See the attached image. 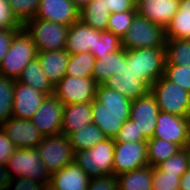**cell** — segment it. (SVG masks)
Here are the masks:
<instances>
[{
    "instance_id": "obj_1",
    "label": "cell",
    "mask_w": 190,
    "mask_h": 190,
    "mask_svg": "<svg viewBox=\"0 0 190 190\" xmlns=\"http://www.w3.org/2000/svg\"><path fill=\"white\" fill-rule=\"evenodd\" d=\"M131 100L103 84L97 86L92 101L93 123L106 138L114 139L124 123L130 119Z\"/></svg>"
},
{
    "instance_id": "obj_2",
    "label": "cell",
    "mask_w": 190,
    "mask_h": 190,
    "mask_svg": "<svg viewBox=\"0 0 190 190\" xmlns=\"http://www.w3.org/2000/svg\"><path fill=\"white\" fill-rule=\"evenodd\" d=\"M126 62L123 72L139 75L150 87L164 75L165 48L126 50Z\"/></svg>"
},
{
    "instance_id": "obj_3",
    "label": "cell",
    "mask_w": 190,
    "mask_h": 190,
    "mask_svg": "<svg viewBox=\"0 0 190 190\" xmlns=\"http://www.w3.org/2000/svg\"><path fill=\"white\" fill-rule=\"evenodd\" d=\"M37 54L31 35L22 27L15 33L10 48L0 63V74L17 81L27 64L37 57Z\"/></svg>"
},
{
    "instance_id": "obj_4",
    "label": "cell",
    "mask_w": 190,
    "mask_h": 190,
    "mask_svg": "<svg viewBox=\"0 0 190 190\" xmlns=\"http://www.w3.org/2000/svg\"><path fill=\"white\" fill-rule=\"evenodd\" d=\"M121 44L125 50L165 48V28L137 14Z\"/></svg>"
},
{
    "instance_id": "obj_5",
    "label": "cell",
    "mask_w": 190,
    "mask_h": 190,
    "mask_svg": "<svg viewBox=\"0 0 190 190\" xmlns=\"http://www.w3.org/2000/svg\"><path fill=\"white\" fill-rule=\"evenodd\" d=\"M114 139L106 138L93 148L75 152L74 161L92 177L113 174Z\"/></svg>"
},
{
    "instance_id": "obj_6",
    "label": "cell",
    "mask_w": 190,
    "mask_h": 190,
    "mask_svg": "<svg viewBox=\"0 0 190 190\" xmlns=\"http://www.w3.org/2000/svg\"><path fill=\"white\" fill-rule=\"evenodd\" d=\"M157 105L162 112L189 117L190 93L164 76L159 77L150 87Z\"/></svg>"
},
{
    "instance_id": "obj_7",
    "label": "cell",
    "mask_w": 190,
    "mask_h": 190,
    "mask_svg": "<svg viewBox=\"0 0 190 190\" xmlns=\"http://www.w3.org/2000/svg\"><path fill=\"white\" fill-rule=\"evenodd\" d=\"M6 166L12 178L27 177L43 185L51 182V174L42 163L37 148H16Z\"/></svg>"
},
{
    "instance_id": "obj_8",
    "label": "cell",
    "mask_w": 190,
    "mask_h": 190,
    "mask_svg": "<svg viewBox=\"0 0 190 190\" xmlns=\"http://www.w3.org/2000/svg\"><path fill=\"white\" fill-rule=\"evenodd\" d=\"M23 27L31 35L38 52L65 49L69 26L32 19Z\"/></svg>"
},
{
    "instance_id": "obj_9",
    "label": "cell",
    "mask_w": 190,
    "mask_h": 190,
    "mask_svg": "<svg viewBox=\"0 0 190 190\" xmlns=\"http://www.w3.org/2000/svg\"><path fill=\"white\" fill-rule=\"evenodd\" d=\"M36 148L42 158V163L51 175L74 161L75 152L70 139L62 133L44 136Z\"/></svg>"
},
{
    "instance_id": "obj_10",
    "label": "cell",
    "mask_w": 190,
    "mask_h": 190,
    "mask_svg": "<svg viewBox=\"0 0 190 190\" xmlns=\"http://www.w3.org/2000/svg\"><path fill=\"white\" fill-rule=\"evenodd\" d=\"M97 86L92 77L64 76L54 86L53 94L63 105L92 102Z\"/></svg>"
},
{
    "instance_id": "obj_11",
    "label": "cell",
    "mask_w": 190,
    "mask_h": 190,
    "mask_svg": "<svg viewBox=\"0 0 190 190\" xmlns=\"http://www.w3.org/2000/svg\"><path fill=\"white\" fill-rule=\"evenodd\" d=\"M153 138L173 142L182 149L190 147L188 117L172 115L160 111L157 117Z\"/></svg>"
},
{
    "instance_id": "obj_12",
    "label": "cell",
    "mask_w": 190,
    "mask_h": 190,
    "mask_svg": "<svg viewBox=\"0 0 190 190\" xmlns=\"http://www.w3.org/2000/svg\"><path fill=\"white\" fill-rule=\"evenodd\" d=\"M148 165L146 141L115 143L113 174H121Z\"/></svg>"
},
{
    "instance_id": "obj_13",
    "label": "cell",
    "mask_w": 190,
    "mask_h": 190,
    "mask_svg": "<svg viewBox=\"0 0 190 190\" xmlns=\"http://www.w3.org/2000/svg\"><path fill=\"white\" fill-rule=\"evenodd\" d=\"M159 112L156 98L151 91L131 102L130 119L146 140L153 138Z\"/></svg>"
},
{
    "instance_id": "obj_14",
    "label": "cell",
    "mask_w": 190,
    "mask_h": 190,
    "mask_svg": "<svg viewBox=\"0 0 190 190\" xmlns=\"http://www.w3.org/2000/svg\"><path fill=\"white\" fill-rule=\"evenodd\" d=\"M63 112L64 105L51 94L45 98L30 120L43 136L57 135L61 133Z\"/></svg>"
},
{
    "instance_id": "obj_15",
    "label": "cell",
    "mask_w": 190,
    "mask_h": 190,
    "mask_svg": "<svg viewBox=\"0 0 190 190\" xmlns=\"http://www.w3.org/2000/svg\"><path fill=\"white\" fill-rule=\"evenodd\" d=\"M0 127L16 148H36L44 138L37 127L28 119L11 116Z\"/></svg>"
},
{
    "instance_id": "obj_16",
    "label": "cell",
    "mask_w": 190,
    "mask_h": 190,
    "mask_svg": "<svg viewBox=\"0 0 190 190\" xmlns=\"http://www.w3.org/2000/svg\"><path fill=\"white\" fill-rule=\"evenodd\" d=\"M33 19L48 20L70 26L80 19V9L72 0H40Z\"/></svg>"
},
{
    "instance_id": "obj_17",
    "label": "cell",
    "mask_w": 190,
    "mask_h": 190,
    "mask_svg": "<svg viewBox=\"0 0 190 190\" xmlns=\"http://www.w3.org/2000/svg\"><path fill=\"white\" fill-rule=\"evenodd\" d=\"M98 39H100V31L95 30L79 19L69 26L65 50L69 54L83 52L94 54Z\"/></svg>"
},
{
    "instance_id": "obj_18",
    "label": "cell",
    "mask_w": 190,
    "mask_h": 190,
    "mask_svg": "<svg viewBox=\"0 0 190 190\" xmlns=\"http://www.w3.org/2000/svg\"><path fill=\"white\" fill-rule=\"evenodd\" d=\"M47 95L32 86L15 81L12 116L30 120Z\"/></svg>"
},
{
    "instance_id": "obj_19",
    "label": "cell",
    "mask_w": 190,
    "mask_h": 190,
    "mask_svg": "<svg viewBox=\"0 0 190 190\" xmlns=\"http://www.w3.org/2000/svg\"><path fill=\"white\" fill-rule=\"evenodd\" d=\"M180 0H137V14L152 23L166 27L178 11Z\"/></svg>"
},
{
    "instance_id": "obj_20",
    "label": "cell",
    "mask_w": 190,
    "mask_h": 190,
    "mask_svg": "<svg viewBox=\"0 0 190 190\" xmlns=\"http://www.w3.org/2000/svg\"><path fill=\"white\" fill-rule=\"evenodd\" d=\"M103 85L117 91L131 101L146 95L150 91V86L133 72L114 74Z\"/></svg>"
},
{
    "instance_id": "obj_21",
    "label": "cell",
    "mask_w": 190,
    "mask_h": 190,
    "mask_svg": "<svg viewBox=\"0 0 190 190\" xmlns=\"http://www.w3.org/2000/svg\"><path fill=\"white\" fill-rule=\"evenodd\" d=\"M89 180L86 172L73 161L52 174L50 184L55 190H88Z\"/></svg>"
},
{
    "instance_id": "obj_22",
    "label": "cell",
    "mask_w": 190,
    "mask_h": 190,
    "mask_svg": "<svg viewBox=\"0 0 190 190\" xmlns=\"http://www.w3.org/2000/svg\"><path fill=\"white\" fill-rule=\"evenodd\" d=\"M92 123V102L64 105L61 133L65 136Z\"/></svg>"
},
{
    "instance_id": "obj_23",
    "label": "cell",
    "mask_w": 190,
    "mask_h": 190,
    "mask_svg": "<svg viewBox=\"0 0 190 190\" xmlns=\"http://www.w3.org/2000/svg\"><path fill=\"white\" fill-rule=\"evenodd\" d=\"M37 57L43 72L55 86L65 76L70 54L65 49H60L38 52Z\"/></svg>"
},
{
    "instance_id": "obj_24",
    "label": "cell",
    "mask_w": 190,
    "mask_h": 190,
    "mask_svg": "<svg viewBox=\"0 0 190 190\" xmlns=\"http://www.w3.org/2000/svg\"><path fill=\"white\" fill-rule=\"evenodd\" d=\"M126 62V50H120L101 56L95 60L92 78L100 85L114 74L122 73Z\"/></svg>"
},
{
    "instance_id": "obj_25",
    "label": "cell",
    "mask_w": 190,
    "mask_h": 190,
    "mask_svg": "<svg viewBox=\"0 0 190 190\" xmlns=\"http://www.w3.org/2000/svg\"><path fill=\"white\" fill-rule=\"evenodd\" d=\"M166 39L190 40V0H180L178 11L165 27Z\"/></svg>"
},
{
    "instance_id": "obj_26",
    "label": "cell",
    "mask_w": 190,
    "mask_h": 190,
    "mask_svg": "<svg viewBox=\"0 0 190 190\" xmlns=\"http://www.w3.org/2000/svg\"><path fill=\"white\" fill-rule=\"evenodd\" d=\"M110 10L105 0H90L80 9V19L97 31H107L110 18Z\"/></svg>"
},
{
    "instance_id": "obj_27",
    "label": "cell",
    "mask_w": 190,
    "mask_h": 190,
    "mask_svg": "<svg viewBox=\"0 0 190 190\" xmlns=\"http://www.w3.org/2000/svg\"><path fill=\"white\" fill-rule=\"evenodd\" d=\"M17 82L32 86L35 90L43 92L47 96L54 92V86L43 72L38 57H35L27 64L20 77L17 79Z\"/></svg>"
},
{
    "instance_id": "obj_28",
    "label": "cell",
    "mask_w": 190,
    "mask_h": 190,
    "mask_svg": "<svg viewBox=\"0 0 190 190\" xmlns=\"http://www.w3.org/2000/svg\"><path fill=\"white\" fill-rule=\"evenodd\" d=\"M119 190H153V167L145 166L117 176Z\"/></svg>"
},
{
    "instance_id": "obj_29",
    "label": "cell",
    "mask_w": 190,
    "mask_h": 190,
    "mask_svg": "<svg viewBox=\"0 0 190 190\" xmlns=\"http://www.w3.org/2000/svg\"><path fill=\"white\" fill-rule=\"evenodd\" d=\"M147 144V162L149 166L156 167L158 164L166 161L169 157L177 154L182 148L166 140L152 138L146 141Z\"/></svg>"
},
{
    "instance_id": "obj_30",
    "label": "cell",
    "mask_w": 190,
    "mask_h": 190,
    "mask_svg": "<svg viewBox=\"0 0 190 190\" xmlns=\"http://www.w3.org/2000/svg\"><path fill=\"white\" fill-rule=\"evenodd\" d=\"M74 152L91 149L100 141L106 139L104 133L94 124L81 128L69 136Z\"/></svg>"
},
{
    "instance_id": "obj_31",
    "label": "cell",
    "mask_w": 190,
    "mask_h": 190,
    "mask_svg": "<svg viewBox=\"0 0 190 190\" xmlns=\"http://www.w3.org/2000/svg\"><path fill=\"white\" fill-rule=\"evenodd\" d=\"M95 60L91 52L70 54L65 76L92 77Z\"/></svg>"
},
{
    "instance_id": "obj_32",
    "label": "cell",
    "mask_w": 190,
    "mask_h": 190,
    "mask_svg": "<svg viewBox=\"0 0 190 190\" xmlns=\"http://www.w3.org/2000/svg\"><path fill=\"white\" fill-rule=\"evenodd\" d=\"M166 63L190 66V40L166 39Z\"/></svg>"
},
{
    "instance_id": "obj_33",
    "label": "cell",
    "mask_w": 190,
    "mask_h": 190,
    "mask_svg": "<svg viewBox=\"0 0 190 190\" xmlns=\"http://www.w3.org/2000/svg\"><path fill=\"white\" fill-rule=\"evenodd\" d=\"M15 80L0 74V126L12 116Z\"/></svg>"
},
{
    "instance_id": "obj_34",
    "label": "cell",
    "mask_w": 190,
    "mask_h": 190,
    "mask_svg": "<svg viewBox=\"0 0 190 190\" xmlns=\"http://www.w3.org/2000/svg\"><path fill=\"white\" fill-rule=\"evenodd\" d=\"M189 158L190 147L180 150L177 154L158 164L156 168L167 174L177 175L181 178L188 170Z\"/></svg>"
},
{
    "instance_id": "obj_35",
    "label": "cell",
    "mask_w": 190,
    "mask_h": 190,
    "mask_svg": "<svg viewBox=\"0 0 190 190\" xmlns=\"http://www.w3.org/2000/svg\"><path fill=\"white\" fill-rule=\"evenodd\" d=\"M11 12L17 21L24 26L32 20L38 10L40 0H8Z\"/></svg>"
},
{
    "instance_id": "obj_36",
    "label": "cell",
    "mask_w": 190,
    "mask_h": 190,
    "mask_svg": "<svg viewBox=\"0 0 190 190\" xmlns=\"http://www.w3.org/2000/svg\"><path fill=\"white\" fill-rule=\"evenodd\" d=\"M136 15L137 11L116 12L110 14L108 31L122 39L133 23Z\"/></svg>"
},
{
    "instance_id": "obj_37",
    "label": "cell",
    "mask_w": 190,
    "mask_h": 190,
    "mask_svg": "<svg viewBox=\"0 0 190 190\" xmlns=\"http://www.w3.org/2000/svg\"><path fill=\"white\" fill-rule=\"evenodd\" d=\"M163 76L190 93V66L165 64Z\"/></svg>"
},
{
    "instance_id": "obj_38",
    "label": "cell",
    "mask_w": 190,
    "mask_h": 190,
    "mask_svg": "<svg viewBox=\"0 0 190 190\" xmlns=\"http://www.w3.org/2000/svg\"><path fill=\"white\" fill-rule=\"evenodd\" d=\"M122 48L121 39L110 31L100 32V39L96 45L95 53L93 54L96 59L101 56L118 51Z\"/></svg>"
},
{
    "instance_id": "obj_39",
    "label": "cell",
    "mask_w": 190,
    "mask_h": 190,
    "mask_svg": "<svg viewBox=\"0 0 190 190\" xmlns=\"http://www.w3.org/2000/svg\"><path fill=\"white\" fill-rule=\"evenodd\" d=\"M180 180L177 175L167 174L153 167V190H179Z\"/></svg>"
},
{
    "instance_id": "obj_40",
    "label": "cell",
    "mask_w": 190,
    "mask_h": 190,
    "mask_svg": "<svg viewBox=\"0 0 190 190\" xmlns=\"http://www.w3.org/2000/svg\"><path fill=\"white\" fill-rule=\"evenodd\" d=\"M137 141H147L142 133L138 132V129L135 126V123L129 119L127 120L122 128L117 133L114 138L115 143H128V142H137Z\"/></svg>"
},
{
    "instance_id": "obj_41",
    "label": "cell",
    "mask_w": 190,
    "mask_h": 190,
    "mask_svg": "<svg viewBox=\"0 0 190 190\" xmlns=\"http://www.w3.org/2000/svg\"><path fill=\"white\" fill-rule=\"evenodd\" d=\"M23 26L17 21L8 0H0V29H21Z\"/></svg>"
},
{
    "instance_id": "obj_42",
    "label": "cell",
    "mask_w": 190,
    "mask_h": 190,
    "mask_svg": "<svg viewBox=\"0 0 190 190\" xmlns=\"http://www.w3.org/2000/svg\"><path fill=\"white\" fill-rule=\"evenodd\" d=\"M88 190H119L118 179L115 174L92 177L88 183Z\"/></svg>"
},
{
    "instance_id": "obj_43",
    "label": "cell",
    "mask_w": 190,
    "mask_h": 190,
    "mask_svg": "<svg viewBox=\"0 0 190 190\" xmlns=\"http://www.w3.org/2000/svg\"><path fill=\"white\" fill-rule=\"evenodd\" d=\"M16 147L0 127V165H7Z\"/></svg>"
},
{
    "instance_id": "obj_44",
    "label": "cell",
    "mask_w": 190,
    "mask_h": 190,
    "mask_svg": "<svg viewBox=\"0 0 190 190\" xmlns=\"http://www.w3.org/2000/svg\"><path fill=\"white\" fill-rule=\"evenodd\" d=\"M42 187L43 184L21 176L13 178L7 190H41Z\"/></svg>"
},
{
    "instance_id": "obj_45",
    "label": "cell",
    "mask_w": 190,
    "mask_h": 190,
    "mask_svg": "<svg viewBox=\"0 0 190 190\" xmlns=\"http://www.w3.org/2000/svg\"><path fill=\"white\" fill-rule=\"evenodd\" d=\"M105 4L108 6L111 14L116 12L137 11L136 1L134 0H105Z\"/></svg>"
},
{
    "instance_id": "obj_46",
    "label": "cell",
    "mask_w": 190,
    "mask_h": 190,
    "mask_svg": "<svg viewBox=\"0 0 190 190\" xmlns=\"http://www.w3.org/2000/svg\"><path fill=\"white\" fill-rule=\"evenodd\" d=\"M19 29H0V63L7 54L12 38Z\"/></svg>"
},
{
    "instance_id": "obj_47",
    "label": "cell",
    "mask_w": 190,
    "mask_h": 190,
    "mask_svg": "<svg viewBox=\"0 0 190 190\" xmlns=\"http://www.w3.org/2000/svg\"><path fill=\"white\" fill-rule=\"evenodd\" d=\"M11 173L6 165H0V190H7L12 182Z\"/></svg>"
},
{
    "instance_id": "obj_48",
    "label": "cell",
    "mask_w": 190,
    "mask_h": 190,
    "mask_svg": "<svg viewBox=\"0 0 190 190\" xmlns=\"http://www.w3.org/2000/svg\"><path fill=\"white\" fill-rule=\"evenodd\" d=\"M179 190H190V170H187L181 177Z\"/></svg>"
},
{
    "instance_id": "obj_49",
    "label": "cell",
    "mask_w": 190,
    "mask_h": 190,
    "mask_svg": "<svg viewBox=\"0 0 190 190\" xmlns=\"http://www.w3.org/2000/svg\"><path fill=\"white\" fill-rule=\"evenodd\" d=\"M73 3L79 8L82 9L85 5H87L90 0H72Z\"/></svg>"
},
{
    "instance_id": "obj_50",
    "label": "cell",
    "mask_w": 190,
    "mask_h": 190,
    "mask_svg": "<svg viewBox=\"0 0 190 190\" xmlns=\"http://www.w3.org/2000/svg\"><path fill=\"white\" fill-rule=\"evenodd\" d=\"M41 190H55L54 187L49 183V184H44Z\"/></svg>"
},
{
    "instance_id": "obj_51",
    "label": "cell",
    "mask_w": 190,
    "mask_h": 190,
    "mask_svg": "<svg viewBox=\"0 0 190 190\" xmlns=\"http://www.w3.org/2000/svg\"><path fill=\"white\" fill-rule=\"evenodd\" d=\"M188 120H189V135H190V115L188 117Z\"/></svg>"
},
{
    "instance_id": "obj_52",
    "label": "cell",
    "mask_w": 190,
    "mask_h": 190,
    "mask_svg": "<svg viewBox=\"0 0 190 190\" xmlns=\"http://www.w3.org/2000/svg\"><path fill=\"white\" fill-rule=\"evenodd\" d=\"M188 170H190V158H189Z\"/></svg>"
}]
</instances>
